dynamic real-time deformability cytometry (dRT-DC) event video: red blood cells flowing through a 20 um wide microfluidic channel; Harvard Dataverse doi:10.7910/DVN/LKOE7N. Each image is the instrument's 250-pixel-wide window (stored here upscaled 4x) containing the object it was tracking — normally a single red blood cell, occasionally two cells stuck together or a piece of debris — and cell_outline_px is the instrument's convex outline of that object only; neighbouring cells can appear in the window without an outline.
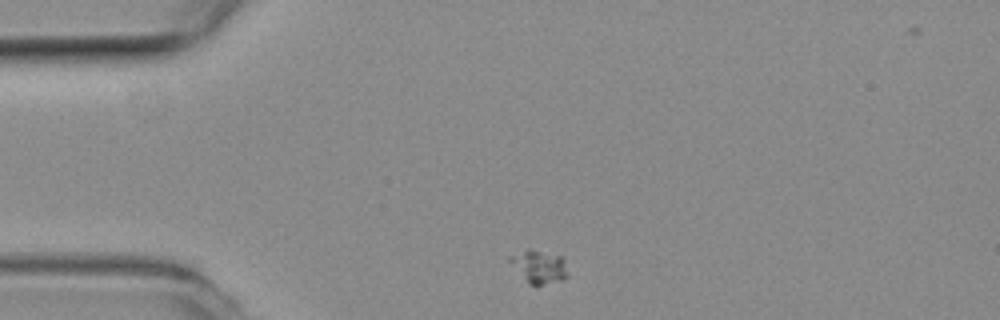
{"species": "common noctule bat (a hibernating species)", "species_latin": "Nyctalus noctula", "temperature_condition": "room temperature", "stored_images_in_passage": 46, "camera_frame_rate_fps": 3000, "um_per_image_px": 0.085, "animal": {"sex": "female", "body_mass_g": 19.3, "forearm_length_mm": 54.1}, "frame": {"image": 1, "passage_image": 1, "time_ms": 0.0, "image_size_px": [1000, 320], "cell_outline_px": [[568, 276], [564, 280], [536, 288], [528, 284], [508, 260], [508, 256], [528, 248], [560, 256], [564, 260], [568, 272]], "centroid_in_image_um": [45.82, 22.71], "position_along_channel_um": 39.2, "area_um2": 11.5}}